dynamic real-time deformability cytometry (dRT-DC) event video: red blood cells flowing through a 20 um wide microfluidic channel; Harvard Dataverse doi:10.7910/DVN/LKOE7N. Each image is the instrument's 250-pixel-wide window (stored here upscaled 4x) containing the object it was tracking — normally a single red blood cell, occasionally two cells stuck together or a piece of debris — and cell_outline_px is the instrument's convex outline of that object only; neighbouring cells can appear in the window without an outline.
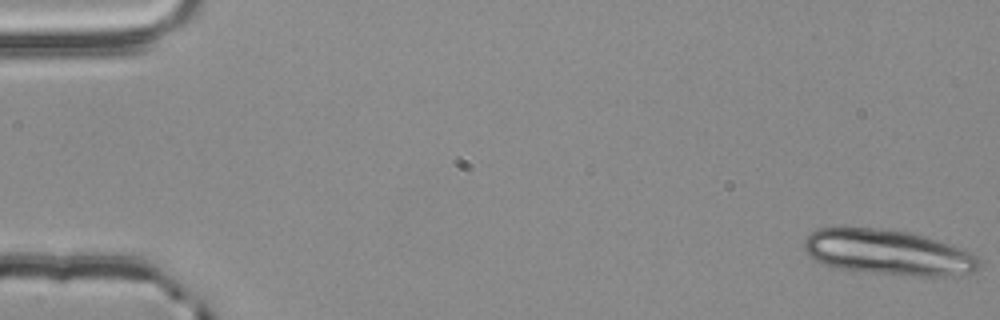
{"species": "common noctule bat (a hibernating species)", "species_latin": "Nyctalus noctula", "temperature_condition": "room temperature", "stored_images_in_passage": 55, "segment_of_instrument_passage": [1, 2], "camera_frame_rate_fps": 3000, "um_per_image_px": 0.085, "animal": {"sex": "male", "body_mass_g": 20.4}, "frame": {"image": 1, "passage_image": 1, "time_ms": 0.0, "image_size_px": [1000, 320], "cell_outline_px": [[984, 264], [980, 268], [972, 272], [952, 276], [912, 276], [852, 272], [836, 268], [824, 264], [808, 256], [804, 248], [804, 240], [812, 232], [820, 228], [840, 224], [848, 224], [892, 228], [912, 232], [972, 252]], "centroid_in_image_um": [75.43, 21.42], "position_along_channel_um": 9.6, "area_um2": 48.15}}